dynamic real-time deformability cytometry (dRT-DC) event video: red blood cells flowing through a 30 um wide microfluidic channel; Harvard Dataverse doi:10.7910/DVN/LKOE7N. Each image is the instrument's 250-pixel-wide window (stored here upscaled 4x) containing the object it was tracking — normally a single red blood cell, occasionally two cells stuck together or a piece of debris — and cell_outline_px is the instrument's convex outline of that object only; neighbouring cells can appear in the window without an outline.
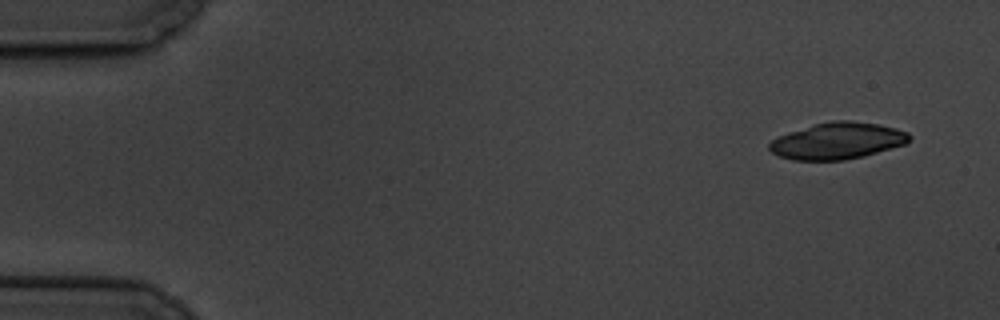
{"species": "common noctule bat (a hibernating species)", "species_latin": "Nyctalus noctula", "temperature_condition": "cold", "stored_images_in_passage": 4, "camera_frame_rate_fps": 3000, "um_per_image_px": 0.085, "animal": {"sex": "male", "body_mass_g": 19.5, "forearm_length_mm": 54.6}, "frame": {"image": 1, "passage_image": 1, "time_ms": 0.0, "image_size_px": [1000, 320], "cell_outline_px": [[912, 140], [904, 144], [864, 156], [844, 160], [792, 160], [780, 156], [772, 152], [768, 148], [768, 144], [776, 136], [788, 132], [816, 124], [832, 120], [852, 120], [880, 124], [896, 128], [908, 132], [912, 136]], "centroid_in_image_um": [71.2, 11.96], "position_along_channel_um": 13.8, "area_um2": 30.0}}